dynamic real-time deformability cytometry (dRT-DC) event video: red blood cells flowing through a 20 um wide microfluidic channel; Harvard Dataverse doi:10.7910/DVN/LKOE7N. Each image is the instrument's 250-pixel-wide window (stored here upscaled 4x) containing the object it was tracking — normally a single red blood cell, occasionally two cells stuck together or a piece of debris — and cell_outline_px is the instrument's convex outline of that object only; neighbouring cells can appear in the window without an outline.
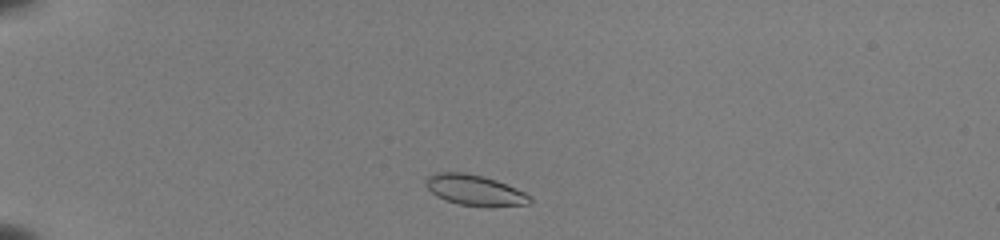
{"species": "common noctule bat (a hibernating species)", "species_latin": "Nyctalus noctula", "temperature_condition": "room temperature", "stored_images_in_passage": 41, "camera_frame_rate_fps": 3000, "um_per_image_px": 0.085, "animal": {"sex": "female", "body_mass_g": 22.0, "forearm_length_mm": 56.7}, "frame": {"image": 1, "passage_image": 3, "time_ms": 0.667, "image_size_px": [1000, 240], "cell_outline_px": [[532, 200], [528, 204], [460, 204], [436, 196], [424, 184], [428, 176], [436, 172], [464, 172], [484, 176], [496, 180], [516, 188], [532, 196]], "centroid_in_image_um": [40.31, 16.1], "position_along_channel_um": 44.7, "area_um2": 17.8}}
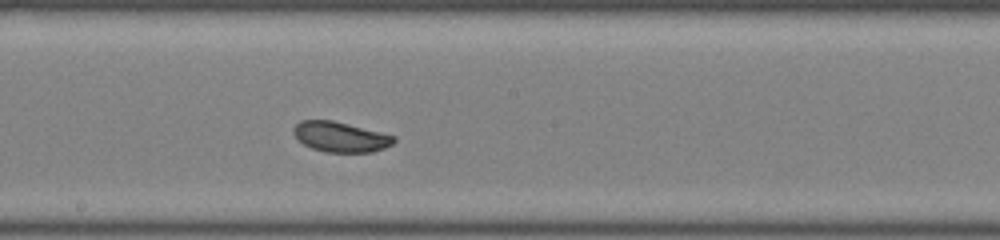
{"frame": {"image": 2, "passage_image": 20, "time_ms": 6.333, "image_size_px": [1000, 240], "cell_outline_px": [[396, 140], [392, 144], [384, 148], [372, 152], [328, 152], [312, 148], [304, 144], [292, 132], [292, 128], [300, 120], [332, 120], [396, 136]], "centroid_in_image_um": [28.94, 11.63], "position_along_channel_um": 219.3, "area_um2": 17.51}}
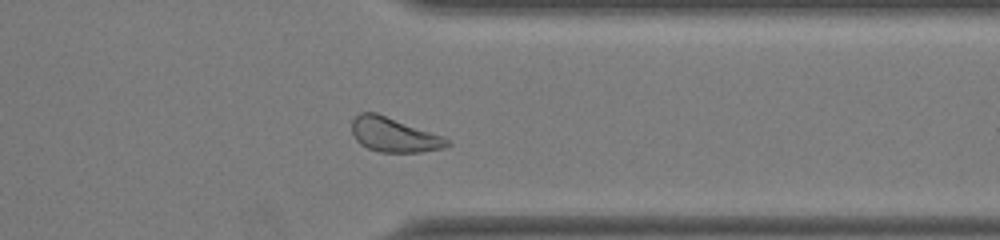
{"frame": {"image": 3, "passage_image": 32, "time_ms": 10.333, "image_size_px": [1000, 240], "cell_outline_px": [[452, 144], [444, 148], [420, 152], [380, 152], [368, 148], [360, 144], [356, 140], [352, 132], [352, 120], [360, 112], [376, 112], [444, 136]], "centroid_in_image_um": [33.5, 11.46], "position_along_channel_um": 377.9, "area_um2": 19.19}, "authors_computed_cell_mechanics": {"area_um2": 18.207, "velocity_mm_per_s": 3.9433, "shape_relaxation_time_tau1_ms": 5.553, "shape_relaxation_time_tau2_ms": null, "deformation_change_tau1": 0.1269, "deformation_change_tau2": null}}